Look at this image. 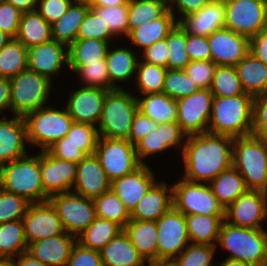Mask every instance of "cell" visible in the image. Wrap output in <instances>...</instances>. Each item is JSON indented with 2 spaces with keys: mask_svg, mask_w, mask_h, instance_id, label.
<instances>
[{
  "mask_svg": "<svg viewBox=\"0 0 267 266\" xmlns=\"http://www.w3.org/2000/svg\"><path fill=\"white\" fill-rule=\"evenodd\" d=\"M186 140L182 149L184 179L210 183L232 166L233 137L207 132L189 135Z\"/></svg>",
  "mask_w": 267,
  "mask_h": 266,
  "instance_id": "6da1fadb",
  "label": "cell"
},
{
  "mask_svg": "<svg viewBox=\"0 0 267 266\" xmlns=\"http://www.w3.org/2000/svg\"><path fill=\"white\" fill-rule=\"evenodd\" d=\"M254 97L250 94L214 97L208 132L245 137L252 135Z\"/></svg>",
  "mask_w": 267,
  "mask_h": 266,
  "instance_id": "7a4b0ae2",
  "label": "cell"
},
{
  "mask_svg": "<svg viewBox=\"0 0 267 266\" xmlns=\"http://www.w3.org/2000/svg\"><path fill=\"white\" fill-rule=\"evenodd\" d=\"M0 188L30 203L49 201L40 173V154L28 155L0 167Z\"/></svg>",
  "mask_w": 267,
  "mask_h": 266,
  "instance_id": "3957f363",
  "label": "cell"
},
{
  "mask_svg": "<svg viewBox=\"0 0 267 266\" xmlns=\"http://www.w3.org/2000/svg\"><path fill=\"white\" fill-rule=\"evenodd\" d=\"M232 166L249 190L267 192V138L254 135L234 137Z\"/></svg>",
  "mask_w": 267,
  "mask_h": 266,
  "instance_id": "277c9868",
  "label": "cell"
},
{
  "mask_svg": "<svg viewBox=\"0 0 267 266\" xmlns=\"http://www.w3.org/2000/svg\"><path fill=\"white\" fill-rule=\"evenodd\" d=\"M217 243L231 253L229 259L250 266H263L267 262V231L264 229L237 227L224 220Z\"/></svg>",
  "mask_w": 267,
  "mask_h": 266,
  "instance_id": "5b68a950",
  "label": "cell"
},
{
  "mask_svg": "<svg viewBox=\"0 0 267 266\" xmlns=\"http://www.w3.org/2000/svg\"><path fill=\"white\" fill-rule=\"evenodd\" d=\"M138 111L137 98L123 88L106 93L98 125L99 137L128 140L132 121Z\"/></svg>",
  "mask_w": 267,
  "mask_h": 266,
  "instance_id": "8992f818",
  "label": "cell"
},
{
  "mask_svg": "<svg viewBox=\"0 0 267 266\" xmlns=\"http://www.w3.org/2000/svg\"><path fill=\"white\" fill-rule=\"evenodd\" d=\"M27 141L46 151L57 140L66 136L74 122L67 109L58 110L52 107L39 108L24 117Z\"/></svg>",
  "mask_w": 267,
  "mask_h": 266,
  "instance_id": "52a82bcc",
  "label": "cell"
},
{
  "mask_svg": "<svg viewBox=\"0 0 267 266\" xmlns=\"http://www.w3.org/2000/svg\"><path fill=\"white\" fill-rule=\"evenodd\" d=\"M11 86V111L15 116L43 108L48 99L51 82L49 78L30 69L9 78Z\"/></svg>",
  "mask_w": 267,
  "mask_h": 266,
  "instance_id": "ba28073f",
  "label": "cell"
},
{
  "mask_svg": "<svg viewBox=\"0 0 267 266\" xmlns=\"http://www.w3.org/2000/svg\"><path fill=\"white\" fill-rule=\"evenodd\" d=\"M173 207L184 215H225L210 185L186 179L172 185Z\"/></svg>",
  "mask_w": 267,
  "mask_h": 266,
  "instance_id": "9c48e42d",
  "label": "cell"
},
{
  "mask_svg": "<svg viewBox=\"0 0 267 266\" xmlns=\"http://www.w3.org/2000/svg\"><path fill=\"white\" fill-rule=\"evenodd\" d=\"M95 155L110 182L134 172L142 164L129 140L99 137Z\"/></svg>",
  "mask_w": 267,
  "mask_h": 266,
  "instance_id": "30bf717a",
  "label": "cell"
},
{
  "mask_svg": "<svg viewBox=\"0 0 267 266\" xmlns=\"http://www.w3.org/2000/svg\"><path fill=\"white\" fill-rule=\"evenodd\" d=\"M225 28L252 38L267 27V0H224Z\"/></svg>",
  "mask_w": 267,
  "mask_h": 266,
  "instance_id": "8fae6325",
  "label": "cell"
},
{
  "mask_svg": "<svg viewBox=\"0 0 267 266\" xmlns=\"http://www.w3.org/2000/svg\"><path fill=\"white\" fill-rule=\"evenodd\" d=\"M157 263L172 262L189 245L185 215L173 206L157 221Z\"/></svg>",
  "mask_w": 267,
  "mask_h": 266,
  "instance_id": "7c38bea8",
  "label": "cell"
},
{
  "mask_svg": "<svg viewBox=\"0 0 267 266\" xmlns=\"http://www.w3.org/2000/svg\"><path fill=\"white\" fill-rule=\"evenodd\" d=\"M49 201L56 208L65 232L76 238L95 220L93 200L74 191L55 194Z\"/></svg>",
  "mask_w": 267,
  "mask_h": 266,
  "instance_id": "4fadbf2b",
  "label": "cell"
},
{
  "mask_svg": "<svg viewBox=\"0 0 267 266\" xmlns=\"http://www.w3.org/2000/svg\"><path fill=\"white\" fill-rule=\"evenodd\" d=\"M213 98L210 89H200L176 100L177 123L187 136L208 132Z\"/></svg>",
  "mask_w": 267,
  "mask_h": 266,
  "instance_id": "5bb4252c",
  "label": "cell"
},
{
  "mask_svg": "<svg viewBox=\"0 0 267 266\" xmlns=\"http://www.w3.org/2000/svg\"><path fill=\"white\" fill-rule=\"evenodd\" d=\"M266 217L267 192L262 190H248L225 209L226 222L237 227L263 229Z\"/></svg>",
  "mask_w": 267,
  "mask_h": 266,
  "instance_id": "9a60e30c",
  "label": "cell"
},
{
  "mask_svg": "<svg viewBox=\"0 0 267 266\" xmlns=\"http://www.w3.org/2000/svg\"><path fill=\"white\" fill-rule=\"evenodd\" d=\"M22 221L28 245L65 232L58 212L50 201L30 203Z\"/></svg>",
  "mask_w": 267,
  "mask_h": 266,
  "instance_id": "2e32d148",
  "label": "cell"
},
{
  "mask_svg": "<svg viewBox=\"0 0 267 266\" xmlns=\"http://www.w3.org/2000/svg\"><path fill=\"white\" fill-rule=\"evenodd\" d=\"M39 153L44 193L50 198L55 194L70 192L75 183L77 163L55 158L47 151Z\"/></svg>",
  "mask_w": 267,
  "mask_h": 266,
  "instance_id": "e0dca14e",
  "label": "cell"
},
{
  "mask_svg": "<svg viewBox=\"0 0 267 266\" xmlns=\"http://www.w3.org/2000/svg\"><path fill=\"white\" fill-rule=\"evenodd\" d=\"M207 37L211 60L217 66H235L249 53L250 39L228 28L215 30Z\"/></svg>",
  "mask_w": 267,
  "mask_h": 266,
  "instance_id": "ac0fdd59",
  "label": "cell"
},
{
  "mask_svg": "<svg viewBox=\"0 0 267 266\" xmlns=\"http://www.w3.org/2000/svg\"><path fill=\"white\" fill-rule=\"evenodd\" d=\"M108 90L82 86L70 94L67 111L74 122L90 125L99 123Z\"/></svg>",
  "mask_w": 267,
  "mask_h": 266,
  "instance_id": "d6986e66",
  "label": "cell"
},
{
  "mask_svg": "<svg viewBox=\"0 0 267 266\" xmlns=\"http://www.w3.org/2000/svg\"><path fill=\"white\" fill-rule=\"evenodd\" d=\"M110 185L111 182L95 154L87 155L77 164L74 193L94 200L109 191Z\"/></svg>",
  "mask_w": 267,
  "mask_h": 266,
  "instance_id": "ffe728a7",
  "label": "cell"
},
{
  "mask_svg": "<svg viewBox=\"0 0 267 266\" xmlns=\"http://www.w3.org/2000/svg\"><path fill=\"white\" fill-rule=\"evenodd\" d=\"M155 183L151 169L147 164H142L134 172L113 180L110 189L130 213Z\"/></svg>",
  "mask_w": 267,
  "mask_h": 266,
  "instance_id": "44dd1931",
  "label": "cell"
},
{
  "mask_svg": "<svg viewBox=\"0 0 267 266\" xmlns=\"http://www.w3.org/2000/svg\"><path fill=\"white\" fill-rule=\"evenodd\" d=\"M66 47L63 43L52 39L28 48V69L51 80V75L58 74L64 63L68 65V49Z\"/></svg>",
  "mask_w": 267,
  "mask_h": 266,
  "instance_id": "7402d4cb",
  "label": "cell"
},
{
  "mask_svg": "<svg viewBox=\"0 0 267 266\" xmlns=\"http://www.w3.org/2000/svg\"><path fill=\"white\" fill-rule=\"evenodd\" d=\"M77 238L67 232L31 242L27 252L46 266H66Z\"/></svg>",
  "mask_w": 267,
  "mask_h": 266,
  "instance_id": "603a6c76",
  "label": "cell"
},
{
  "mask_svg": "<svg viewBox=\"0 0 267 266\" xmlns=\"http://www.w3.org/2000/svg\"><path fill=\"white\" fill-rule=\"evenodd\" d=\"M24 139L27 140V132L22 116L0 119V167L28 155Z\"/></svg>",
  "mask_w": 267,
  "mask_h": 266,
  "instance_id": "cb8c5ba5",
  "label": "cell"
},
{
  "mask_svg": "<svg viewBox=\"0 0 267 266\" xmlns=\"http://www.w3.org/2000/svg\"><path fill=\"white\" fill-rule=\"evenodd\" d=\"M187 135L181 130L177 122H167L157 124V129L142 138L136 145L137 158L141 164H145L142 159L154 153L161 152L169 147H177Z\"/></svg>",
  "mask_w": 267,
  "mask_h": 266,
  "instance_id": "d4e9b609",
  "label": "cell"
},
{
  "mask_svg": "<svg viewBox=\"0 0 267 266\" xmlns=\"http://www.w3.org/2000/svg\"><path fill=\"white\" fill-rule=\"evenodd\" d=\"M187 32L209 36L215 30L225 27V4L224 0H211L201 10L187 15L183 19H178Z\"/></svg>",
  "mask_w": 267,
  "mask_h": 266,
  "instance_id": "484cf974",
  "label": "cell"
},
{
  "mask_svg": "<svg viewBox=\"0 0 267 266\" xmlns=\"http://www.w3.org/2000/svg\"><path fill=\"white\" fill-rule=\"evenodd\" d=\"M168 189L170 193H168ZM172 206V185L168 188L166 183L158 182L149 189L137 203V206L132 209L130 219L156 222Z\"/></svg>",
  "mask_w": 267,
  "mask_h": 266,
  "instance_id": "4316f807",
  "label": "cell"
},
{
  "mask_svg": "<svg viewBox=\"0 0 267 266\" xmlns=\"http://www.w3.org/2000/svg\"><path fill=\"white\" fill-rule=\"evenodd\" d=\"M99 252L103 266H144L146 262L124 230Z\"/></svg>",
  "mask_w": 267,
  "mask_h": 266,
  "instance_id": "83f0119b",
  "label": "cell"
},
{
  "mask_svg": "<svg viewBox=\"0 0 267 266\" xmlns=\"http://www.w3.org/2000/svg\"><path fill=\"white\" fill-rule=\"evenodd\" d=\"M123 230L146 262L149 264L157 263L158 230L155 221L130 219Z\"/></svg>",
  "mask_w": 267,
  "mask_h": 266,
  "instance_id": "f1b7e54d",
  "label": "cell"
},
{
  "mask_svg": "<svg viewBox=\"0 0 267 266\" xmlns=\"http://www.w3.org/2000/svg\"><path fill=\"white\" fill-rule=\"evenodd\" d=\"M235 67L245 93L256 97L267 92V65L264 62L249 52Z\"/></svg>",
  "mask_w": 267,
  "mask_h": 266,
  "instance_id": "f546056e",
  "label": "cell"
},
{
  "mask_svg": "<svg viewBox=\"0 0 267 266\" xmlns=\"http://www.w3.org/2000/svg\"><path fill=\"white\" fill-rule=\"evenodd\" d=\"M172 9L173 7L170 5L161 17L130 31L127 37L132 41L131 43L144 50L155 42L166 39L169 31L177 23Z\"/></svg>",
  "mask_w": 267,
  "mask_h": 266,
  "instance_id": "4dcf8cb0",
  "label": "cell"
},
{
  "mask_svg": "<svg viewBox=\"0 0 267 266\" xmlns=\"http://www.w3.org/2000/svg\"><path fill=\"white\" fill-rule=\"evenodd\" d=\"M89 9L85 0L73 1L66 13L51 25L52 38L68 48L76 41L80 25Z\"/></svg>",
  "mask_w": 267,
  "mask_h": 266,
  "instance_id": "1f68e13d",
  "label": "cell"
},
{
  "mask_svg": "<svg viewBox=\"0 0 267 266\" xmlns=\"http://www.w3.org/2000/svg\"><path fill=\"white\" fill-rule=\"evenodd\" d=\"M143 99L137 98L138 111L146 115L156 124L177 122L178 104L164 92L145 94Z\"/></svg>",
  "mask_w": 267,
  "mask_h": 266,
  "instance_id": "d6a6232c",
  "label": "cell"
},
{
  "mask_svg": "<svg viewBox=\"0 0 267 266\" xmlns=\"http://www.w3.org/2000/svg\"><path fill=\"white\" fill-rule=\"evenodd\" d=\"M16 39L27 49L51 41V25L37 10L22 13Z\"/></svg>",
  "mask_w": 267,
  "mask_h": 266,
  "instance_id": "836d02e7",
  "label": "cell"
},
{
  "mask_svg": "<svg viewBox=\"0 0 267 266\" xmlns=\"http://www.w3.org/2000/svg\"><path fill=\"white\" fill-rule=\"evenodd\" d=\"M187 231L192 244H208L216 246L220 227L225 215H185Z\"/></svg>",
  "mask_w": 267,
  "mask_h": 266,
  "instance_id": "e575fe53",
  "label": "cell"
},
{
  "mask_svg": "<svg viewBox=\"0 0 267 266\" xmlns=\"http://www.w3.org/2000/svg\"><path fill=\"white\" fill-rule=\"evenodd\" d=\"M209 185L213 194L225 209L240 195L249 190L243 177L233 166L221 172Z\"/></svg>",
  "mask_w": 267,
  "mask_h": 266,
  "instance_id": "d590c367",
  "label": "cell"
},
{
  "mask_svg": "<svg viewBox=\"0 0 267 266\" xmlns=\"http://www.w3.org/2000/svg\"><path fill=\"white\" fill-rule=\"evenodd\" d=\"M109 41L86 39L74 41L68 49L67 66H84L99 63L107 56Z\"/></svg>",
  "mask_w": 267,
  "mask_h": 266,
  "instance_id": "8d00e7d4",
  "label": "cell"
},
{
  "mask_svg": "<svg viewBox=\"0 0 267 266\" xmlns=\"http://www.w3.org/2000/svg\"><path fill=\"white\" fill-rule=\"evenodd\" d=\"M137 55L130 49L117 48L108 50L106 56L107 69L110 77V84L114 89H120L116 81H126L136 72Z\"/></svg>",
  "mask_w": 267,
  "mask_h": 266,
  "instance_id": "74e56055",
  "label": "cell"
},
{
  "mask_svg": "<svg viewBox=\"0 0 267 266\" xmlns=\"http://www.w3.org/2000/svg\"><path fill=\"white\" fill-rule=\"evenodd\" d=\"M122 230L123 228L114 221L96 217L89 227L77 237V242L85 248L100 251Z\"/></svg>",
  "mask_w": 267,
  "mask_h": 266,
  "instance_id": "f35d334b",
  "label": "cell"
},
{
  "mask_svg": "<svg viewBox=\"0 0 267 266\" xmlns=\"http://www.w3.org/2000/svg\"><path fill=\"white\" fill-rule=\"evenodd\" d=\"M27 250L22 219L0 224V259H13Z\"/></svg>",
  "mask_w": 267,
  "mask_h": 266,
  "instance_id": "ab89813d",
  "label": "cell"
},
{
  "mask_svg": "<svg viewBox=\"0 0 267 266\" xmlns=\"http://www.w3.org/2000/svg\"><path fill=\"white\" fill-rule=\"evenodd\" d=\"M28 69V49L12 38L0 49V76L11 78Z\"/></svg>",
  "mask_w": 267,
  "mask_h": 266,
  "instance_id": "60d3db41",
  "label": "cell"
},
{
  "mask_svg": "<svg viewBox=\"0 0 267 266\" xmlns=\"http://www.w3.org/2000/svg\"><path fill=\"white\" fill-rule=\"evenodd\" d=\"M169 7L158 0H129L128 34L142 24L161 17Z\"/></svg>",
  "mask_w": 267,
  "mask_h": 266,
  "instance_id": "b9f144b4",
  "label": "cell"
},
{
  "mask_svg": "<svg viewBox=\"0 0 267 266\" xmlns=\"http://www.w3.org/2000/svg\"><path fill=\"white\" fill-rule=\"evenodd\" d=\"M96 217L114 221L122 228L130 221V213L110 189L93 200Z\"/></svg>",
  "mask_w": 267,
  "mask_h": 266,
  "instance_id": "7bdbcfd3",
  "label": "cell"
},
{
  "mask_svg": "<svg viewBox=\"0 0 267 266\" xmlns=\"http://www.w3.org/2000/svg\"><path fill=\"white\" fill-rule=\"evenodd\" d=\"M210 91L214 97H231L245 94L236 67L227 65L217 66Z\"/></svg>",
  "mask_w": 267,
  "mask_h": 266,
  "instance_id": "ee69618b",
  "label": "cell"
},
{
  "mask_svg": "<svg viewBox=\"0 0 267 266\" xmlns=\"http://www.w3.org/2000/svg\"><path fill=\"white\" fill-rule=\"evenodd\" d=\"M167 69L183 70L191 62L186 51V29L177 22L166 37Z\"/></svg>",
  "mask_w": 267,
  "mask_h": 266,
  "instance_id": "f6af8a7d",
  "label": "cell"
},
{
  "mask_svg": "<svg viewBox=\"0 0 267 266\" xmlns=\"http://www.w3.org/2000/svg\"><path fill=\"white\" fill-rule=\"evenodd\" d=\"M137 85L140 92L145 94L163 91L167 69L148 62H137Z\"/></svg>",
  "mask_w": 267,
  "mask_h": 266,
  "instance_id": "bcb514c9",
  "label": "cell"
},
{
  "mask_svg": "<svg viewBox=\"0 0 267 266\" xmlns=\"http://www.w3.org/2000/svg\"><path fill=\"white\" fill-rule=\"evenodd\" d=\"M199 90V86L184 70L167 69L162 92L170 98L177 100Z\"/></svg>",
  "mask_w": 267,
  "mask_h": 266,
  "instance_id": "7dc6e473",
  "label": "cell"
},
{
  "mask_svg": "<svg viewBox=\"0 0 267 266\" xmlns=\"http://www.w3.org/2000/svg\"><path fill=\"white\" fill-rule=\"evenodd\" d=\"M216 246L208 244H189L169 264L171 266H214L212 258Z\"/></svg>",
  "mask_w": 267,
  "mask_h": 266,
  "instance_id": "c3c4849f",
  "label": "cell"
},
{
  "mask_svg": "<svg viewBox=\"0 0 267 266\" xmlns=\"http://www.w3.org/2000/svg\"><path fill=\"white\" fill-rule=\"evenodd\" d=\"M90 8L108 25L114 36H128V4L112 7L90 6ZM123 33V34H122Z\"/></svg>",
  "mask_w": 267,
  "mask_h": 266,
  "instance_id": "681fc988",
  "label": "cell"
},
{
  "mask_svg": "<svg viewBox=\"0 0 267 266\" xmlns=\"http://www.w3.org/2000/svg\"><path fill=\"white\" fill-rule=\"evenodd\" d=\"M72 72L80 74L86 87H99L105 90H114L110 84V77L107 69L106 59L99 60V63H88L84 66H67Z\"/></svg>",
  "mask_w": 267,
  "mask_h": 266,
  "instance_id": "f907efd6",
  "label": "cell"
},
{
  "mask_svg": "<svg viewBox=\"0 0 267 266\" xmlns=\"http://www.w3.org/2000/svg\"><path fill=\"white\" fill-rule=\"evenodd\" d=\"M66 136L87 155L95 154L99 139L97 126L73 122Z\"/></svg>",
  "mask_w": 267,
  "mask_h": 266,
  "instance_id": "816d5d0a",
  "label": "cell"
},
{
  "mask_svg": "<svg viewBox=\"0 0 267 266\" xmlns=\"http://www.w3.org/2000/svg\"><path fill=\"white\" fill-rule=\"evenodd\" d=\"M24 197L6 192L0 188V224L21 220L29 207Z\"/></svg>",
  "mask_w": 267,
  "mask_h": 266,
  "instance_id": "f5cc1de1",
  "label": "cell"
},
{
  "mask_svg": "<svg viewBox=\"0 0 267 266\" xmlns=\"http://www.w3.org/2000/svg\"><path fill=\"white\" fill-rule=\"evenodd\" d=\"M114 37L108 25L91 8L80 25L76 40L97 39L110 41Z\"/></svg>",
  "mask_w": 267,
  "mask_h": 266,
  "instance_id": "db71d44e",
  "label": "cell"
},
{
  "mask_svg": "<svg viewBox=\"0 0 267 266\" xmlns=\"http://www.w3.org/2000/svg\"><path fill=\"white\" fill-rule=\"evenodd\" d=\"M217 65L212 60L191 61L183 69L200 89H210Z\"/></svg>",
  "mask_w": 267,
  "mask_h": 266,
  "instance_id": "11a10c76",
  "label": "cell"
},
{
  "mask_svg": "<svg viewBox=\"0 0 267 266\" xmlns=\"http://www.w3.org/2000/svg\"><path fill=\"white\" fill-rule=\"evenodd\" d=\"M46 151L55 158L72 161L77 164L87 156V154L83 152L77 145L68 141L67 136L57 140Z\"/></svg>",
  "mask_w": 267,
  "mask_h": 266,
  "instance_id": "9f6ffc18",
  "label": "cell"
},
{
  "mask_svg": "<svg viewBox=\"0 0 267 266\" xmlns=\"http://www.w3.org/2000/svg\"><path fill=\"white\" fill-rule=\"evenodd\" d=\"M22 12L5 0L0 1V28L12 38H16Z\"/></svg>",
  "mask_w": 267,
  "mask_h": 266,
  "instance_id": "6f0895ef",
  "label": "cell"
},
{
  "mask_svg": "<svg viewBox=\"0 0 267 266\" xmlns=\"http://www.w3.org/2000/svg\"><path fill=\"white\" fill-rule=\"evenodd\" d=\"M186 51L191 61L211 60L208 37L194 35L186 31Z\"/></svg>",
  "mask_w": 267,
  "mask_h": 266,
  "instance_id": "680465c9",
  "label": "cell"
},
{
  "mask_svg": "<svg viewBox=\"0 0 267 266\" xmlns=\"http://www.w3.org/2000/svg\"><path fill=\"white\" fill-rule=\"evenodd\" d=\"M66 266H103L98 250L83 247L76 242Z\"/></svg>",
  "mask_w": 267,
  "mask_h": 266,
  "instance_id": "91938a15",
  "label": "cell"
},
{
  "mask_svg": "<svg viewBox=\"0 0 267 266\" xmlns=\"http://www.w3.org/2000/svg\"><path fill=\"white\" fill-rule=\"evenodd\" d=\"M73 0H39L37 1L38 13L52 25L59 20L68 10Z\"/></svg>",
  "mask_w": 267,
  "mask_h": 266,
  "instance_id": "94428289",
  "label": "cell"
},
{
  "mask_svg": "<svg viewBox=\"0 0 267 266\" xmlns=\"http://www.w3.org/2000/svg\"><path fill=\"white\" fill-rule=\"evenodd\" d=\"M252 135L267 138V92L254 97Z\"/></svg>",
  "mask_w": 267,
  "mask_h": 266,
  "instance_id": "6125c7cd",
  "label": "cell"
},
{
  "mask_svg": "<svg viewBox=\"0 0 267 266\" xmlns=\"http://www.w3.org/2000/svg\"><path fill=\"white\" fill-rule=\"evenodd\" d=\"M156 129V123H154L150 118H148L140 111H137L132 121L128 140L133 145H136L142 138L147 136L150 132L155 131Z\"/></svg>",
  "mask_w": 267,
  "mask_h": 266,
  "instance_id": "be15d7a7",
  "label": "cell"
},
{
  "mask_svg": "<svg viewBox=\"0 0 267 266\" xmlns=\"http://www.w3.org/2000/svg\"><path fill=\"white\" fill-rule=\"evenodd\" d=\"M144 62L155 64L167 69L168 61V47L166 44V39L159 40L151 46L142 50Z\"/></svg>",
  "mask_w": 267,
  "mask_h": 266,
  "instance_id": "e7e4bbea",
  "label": "cell"
},
{
  "mask_svg": "<svg viewBox=\"0 0 267 266\" xmlns=\"http://www.w3.org/2000/svg\"><path fill=\"white\" fill-rule=\"evenodd\" d=\"M249 52L267 65V27L250 38Z\"/></svg>",
  "mask_w": 267,
  "mask_h": 266,
  "instance_id": "03108f58",
  "label": "cell"
},
{
  "mask_svg": "<svg viewBox=\"0 0 267 266\" xmlns=\"http://www.w3.org/2000/svg\"><path fill=\"white\" fill-rule=\"evenodd\" d=\"M211 0H173L172 4H176L178 11L184 16L190 15L201 10Z\"/></svg>",
  "mask_w": 267,
  "mask_h": 266,
  "instance_id": "003e7915",
  "label": "cell"
},
{
  "mask_svg": "<svg viewBox=\"0 0 267 266\" xmlns=\"http://www.w3.org/2000/svg\"><path fill=\"white\" fill-rule=\"evenodd\" d=\"M11 86L9 78L0 76V112L4 109H11Z\"/></svg>",
  "mask_w": 267,
  "mask_h": 266,
  "instance_id": "a7ac6f4b",
  "label": "cell"
},
{
  "mask_svg": "<svg viewBox=\"0 0 267 266\" xmlns=\"http://www.w3.org/2000/svg\"><path fill=\"white\" fill-rule=\"evenodd\" d=\"M13 264L14 266H46L45 264L41 263L38 259H35L27 251L20 254L18 256L17 261L15 258H13Z\"/></svg>",
  "mask_w": 267,
  "mask_h": 266,
  "instance_id": "89a4df30",
  "label": "cell"
},
{
  "mask_svg": "<svg viewBox=\"0 0 267 266\" xmlns=\"http://www.w3.org/2000/svg\"><path fill=\"white\" fill-rule=\"evenodd\" d=\"M6 2L11 3L14 5L18 10L22 13L36 10L37 1L36 0H5Z\"/></svg>",
  "mask_w": 267,
  "mask_h": 266,
  "instance_id": "2644e50d",
  "label": "cell"
},
{
  "mask_svg": "<svg viewBox=\"0 0 267 266\" xmlns=\"http://www.w3.org/2000/svg\"><path fill=\"white\" fill-rule=\"evenodd\" d=\"M85 2L89 6H105V7L129 4V0H85Z\"/></svg>",
  "mask_w": 267,
  "mask_h": 266,
  "instance_id": "8c879c8a",
  "label": "cell"
},
{
  "mask_svg": "<svg viewBox=\"0 0 267 266\" xmlns=\"http://www.w3.org/2000/svg\"><path fill=\"white\" fill-rule=\"evenodd\" d=\"M217 266H250V265L240 260L226 258L225 260L222 261L221 264Z\"/></svg>",
  "mask_w": 267,
  "mask_h": 266,
  "instance_id": "753ad0ef",
  "label": "cell"
},
{
  "mask_svg": "<svg viewBox=\"0 0 267 266\" xmlns=\"http://www.w3.org/2000/svg\"><path fill=\"white\" fill-rule=\"evenodd\" d=\"M12 39L11 36L6 34L1 28H0V49L5 46L10 40Z\"/></svg>",
  "mask_w": 267,
  "mask_h": 266,
  "instance_id": "34e18365",
  "label": "cell"
},
{
  "mask_svg": "<svg viewBox=\"0 0 267 266\" xmlns=\"http://www.w3.org/2000/svg\"><path fill=\"white\" fill-rule=\"evenodd\" d=\"M0 266H14L13 259H0Z\"/></svg>",
  "mask_w": 267,
  "mask_h": 266,
  "instance_id": "11e5206c",
  "label": "cell"
},
{
  "mask_svg": "<svg viewBox=\"0 0 267 266\" xmlns=\"http://www.w3.org/2000/svg\"><path fill=\"white\" fill-rule=\"evenodd\" d=\"M149 266H171L168 263H154V264H149Z\"/></svg>",
  "mask_w": 267,
  "mask_h": 266,
  "instance_id": "2a66077c",
  "label": "cell"
},
{
  "mask_svg": "<svg viewBox=\"0 0 267 266\" xmlns=\"http://www.w3.org/2000/svg\"><path fill=\"white\" fill-rule=\"evenodd\" d=\"M158 1H161V2L165 3L168 7L173 2V0H158Z\"/></svg>",
  "mask_w": 267,
  "mask_h": 266,
  "instance_id": "b9fcfbb0",
  "label": "cell"
}]
</instances>
